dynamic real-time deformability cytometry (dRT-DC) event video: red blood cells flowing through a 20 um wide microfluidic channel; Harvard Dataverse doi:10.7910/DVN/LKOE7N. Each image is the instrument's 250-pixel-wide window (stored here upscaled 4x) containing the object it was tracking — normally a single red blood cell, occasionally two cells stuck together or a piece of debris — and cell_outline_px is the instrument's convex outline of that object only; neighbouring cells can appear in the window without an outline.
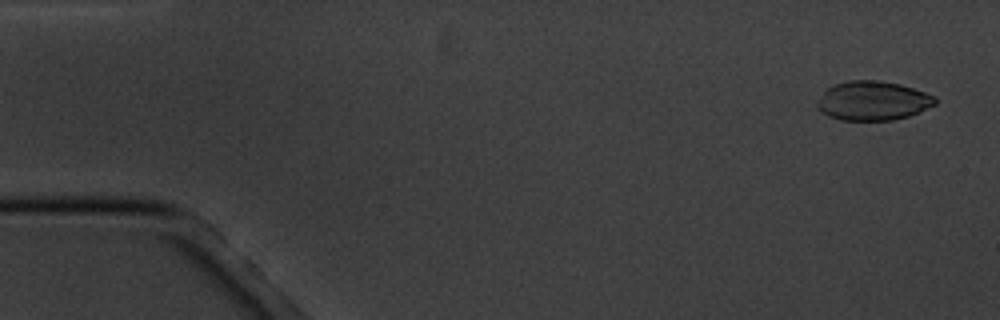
{"species": "common noctule bat (a hibernating species)", "species_latin": "Nyctalus noctula", "temperature_condition": "cold", "stored_images_in_passage": 5, "camera_frame_rate_fps": 3000, "um_per_image_px": 0.085, "animal": {"sex": "male", "body_mass_g": 20.1, "forearm_length_mm": 53.5}, "frame": {"image": 1, "passage_image": 1, "time_ms": 0.0, "image_size_px": [1000, 320], "cell_outline_px": [[936, 104], [908, 116], [892, 120], [840, 120], [828, 116], [820, 112], [816, 108], [816, 100], [832, 84], [848, 80], [880, 80], [900, 84], [924, 92], [932, 96], [936, 100]], "centroid_in_image_um": [74.12, 8.56], "position_along_channel_um": 10.9, "area_um2": 26.99}}